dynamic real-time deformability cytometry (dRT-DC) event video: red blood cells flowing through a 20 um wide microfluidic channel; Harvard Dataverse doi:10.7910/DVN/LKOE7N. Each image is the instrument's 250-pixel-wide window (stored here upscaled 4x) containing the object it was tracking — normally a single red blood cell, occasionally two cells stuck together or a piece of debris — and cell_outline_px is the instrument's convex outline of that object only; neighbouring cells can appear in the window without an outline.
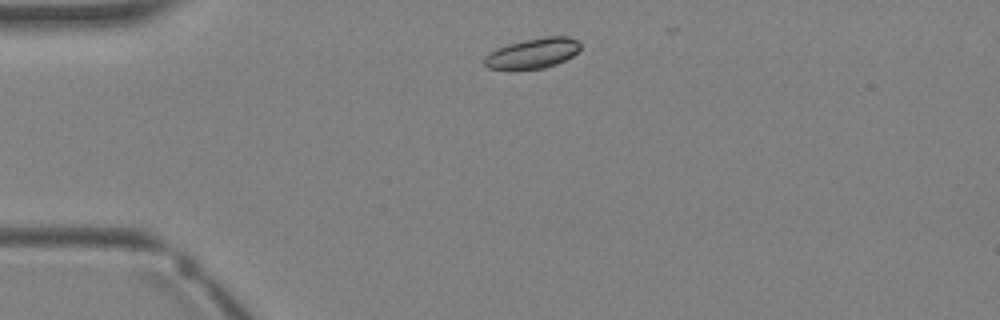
{"species": "Egyptian fruit bat (a non-hibernating species)", "species_latin": "Rousettus aegyptiacus", "temperature_condition": "warm", "stored_images_in_passage": 2, "camera_frame_rate_fps": 3000, "um_per_image_px": 0.085, "animal": {"sex": "female"}, "frame": {"image": 1, "passage_image": 1, "time_ms": 0.0, "image_size_px": [1000, 320], "cell_outline_px": [[580, 48], [572, 56], [556, 64], [544, 68], [488, 68], [484, 64], [484, 56], [488, 52], [496, 48], [508, 44], [524, 40], [548, 36], [568, 36], [580, 40]], "centroid_in_image_um": [45.29, 4.5], "position_along_channel_um": 39.7, "area_um2": 16.7}}